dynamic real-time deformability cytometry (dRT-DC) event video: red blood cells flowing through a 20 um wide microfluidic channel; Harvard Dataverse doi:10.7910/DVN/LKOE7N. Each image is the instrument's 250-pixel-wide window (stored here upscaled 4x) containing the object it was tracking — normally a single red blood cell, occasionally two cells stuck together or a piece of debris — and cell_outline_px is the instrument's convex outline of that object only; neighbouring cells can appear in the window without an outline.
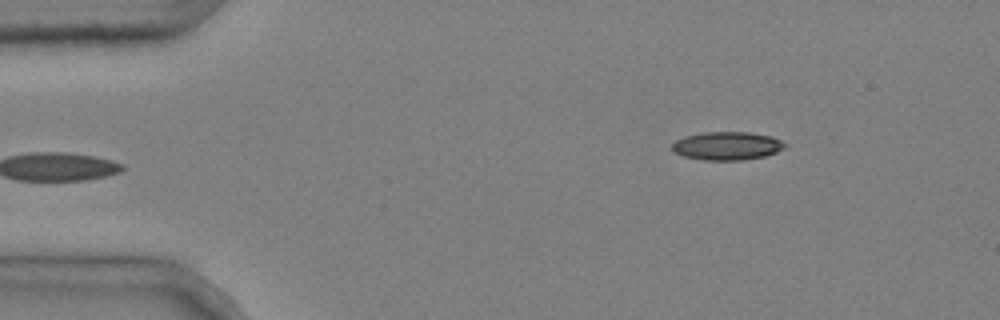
{"species": "common noctule bat (a hibernating species)", "species_latin": "Nyctalus noctula", "temperature_condition": "cold", "stored_images_in_passage": 2, "camera_frame_rate_fps": 3000, "um_per_image_px": 0.085, "animal": {"sex": "male", "body_mass_g": 20.4}, "frame": {"image": 1, "passage_image": 2, "time_ms": 0.333, "image_size_px": [1000, 320], "cell_outline_px": [[788, 144], [784, 148], [776, 152], [764, 156], [740, 160], [704, 160], [684, 156], [676, 152], [672, 148], [672, 144], [676, 140], [684, 136], [700, 132], [748, 132], [772, 136]], "centroid_in_image_um": [61.81, 12.39], "position_along_channel_um": 23.2, "area_um2": 18.55}}